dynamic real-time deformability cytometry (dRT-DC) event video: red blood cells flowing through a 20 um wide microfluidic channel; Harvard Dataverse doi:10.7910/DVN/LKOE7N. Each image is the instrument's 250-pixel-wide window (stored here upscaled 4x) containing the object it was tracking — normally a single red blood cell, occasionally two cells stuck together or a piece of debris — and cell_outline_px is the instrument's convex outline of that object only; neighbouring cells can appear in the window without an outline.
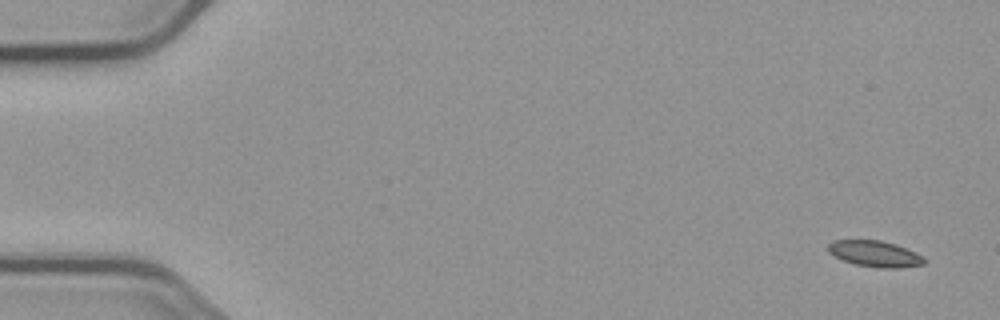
{"species": "common noctule bat (a hibernating species)", "species_latin": "Nyctalus noctula", "temperature_condition": "cold", "stored_images_in_passage": 4, "camera_frame_rate_fps": 3000, "um_per_image_px": 0.085, "animal": {"sex": "male", "body_mass_g": 23.1, "forearm_length_mm": 52.7}, "frame": {"image": 1, "passage_image": 1, "time_ms": 0.0, "image_size_px": [1000, 320], "cell_outline_px": [[924, 264], [896, 268], [880, 268], [856, 264], [844, 260], [828, 252], [828, 244], [832, 240], [880, 240], [896, 244], [916, 252], [924, 256]], "centroid_in_image_um": [74.38, 21.56], "position_along_channel_um": 10.6, "area_um2": 14.51}}
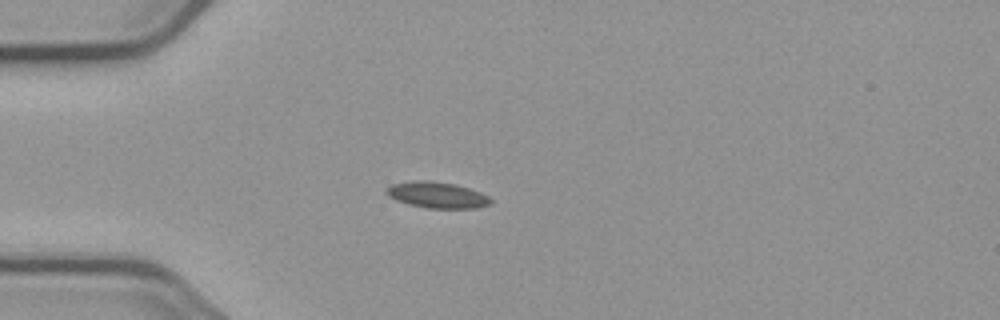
{"frame": {"image": 2, "passage_image": 4, "time_ms": 4.333, "image_size_px": [1000, 320], "cell_outline_px": [[492, 204], [476, 208], [424, 208], [408, 204], [396, 200], [388, 196], [384, 192], [384, 188], [392, 184], [412, 180], [428, 180], [456, 184], [480, 192], [488, 196], [492, 200]], "centroid_in_image_um": [37.11, 16.57], "position_along_channel_um": 47.9, "area_um2": 16.13}}